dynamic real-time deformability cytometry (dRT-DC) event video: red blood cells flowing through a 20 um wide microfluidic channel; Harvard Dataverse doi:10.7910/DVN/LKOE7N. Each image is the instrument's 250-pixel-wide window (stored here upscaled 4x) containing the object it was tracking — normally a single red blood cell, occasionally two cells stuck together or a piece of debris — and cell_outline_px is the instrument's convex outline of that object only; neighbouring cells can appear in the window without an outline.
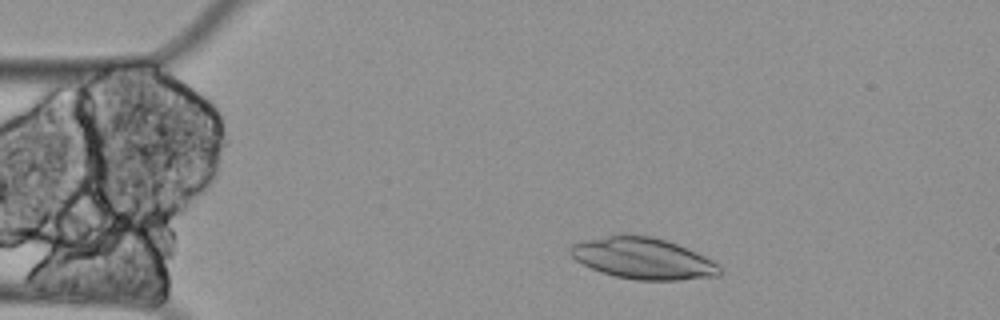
{"species": "Egyptian fruit bat (a non-hibernating species)", "species_latin": "Rousettus aegyptiacus", "temperature_condition": "cold", "stored_images_in_passage": 11, "camera_frame_rate_fps": 3000, "um_per_image_px": 0.085, "animal": {"sex": "female"}, "frame": {"image": 1, "passage_image": 6, "time_ms": 1.667, "image_size_px": [1000, 320], "cell_outline_px": [[720, 276], [680, 280], [636, 280], [616, 276], [592, 268], [576, 260], [568, 252], [568, 248], [572, 244], [580, 240], [620, 232], [652, 236], [676, 244], [696, 252], [720, 264]], "centroid_in_image_um": [54.62, 21.93], "position_along_channel_um": 30.4, "area_um2": 36.41}}